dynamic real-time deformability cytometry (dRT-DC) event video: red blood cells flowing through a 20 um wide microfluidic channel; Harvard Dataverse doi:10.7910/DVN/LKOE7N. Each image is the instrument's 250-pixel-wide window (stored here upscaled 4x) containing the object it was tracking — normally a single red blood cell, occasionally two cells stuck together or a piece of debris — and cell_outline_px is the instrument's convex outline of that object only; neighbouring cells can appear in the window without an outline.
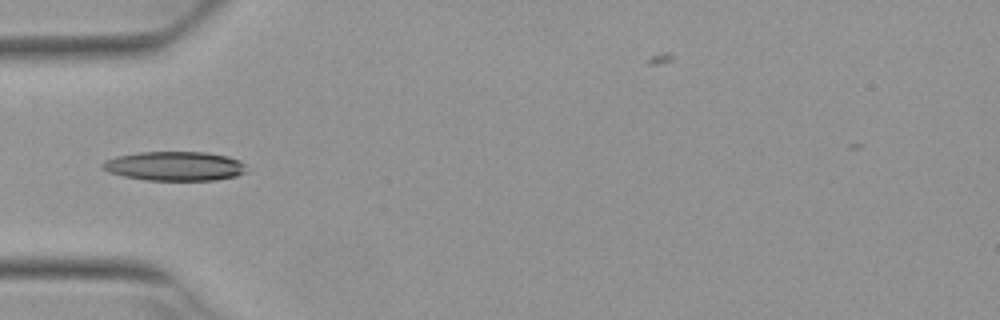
{"species": "Egyptian fruit bat (a non-hibernating species)", "species_latin": "Rousettus aegyptiacus", "temperature_condition": "warm", "stored_images_in_passage": 5, "camera_frame_rate_fps": 3000, "um_per_image_px": 0.085, "animal": {"sex": "female"}, "frame": {"image": 1, "passage_image": 4, "time_ms": 1.0, "image_size_px": [1000, 320], "cell_outline_px": [[248, 172], [236, 176], [216, 180], [144, 180], [124, 176], [108, 172], [100, 168], [100, 164], [104, 160], [116, 156], [140, 152], [208, 152], [228, 156], [240, 160], [244, 164]], "centroid_in_image_um": [14.84, 14.12], "position_along_channel_um": 70.2, "area_um2": 24.85}}
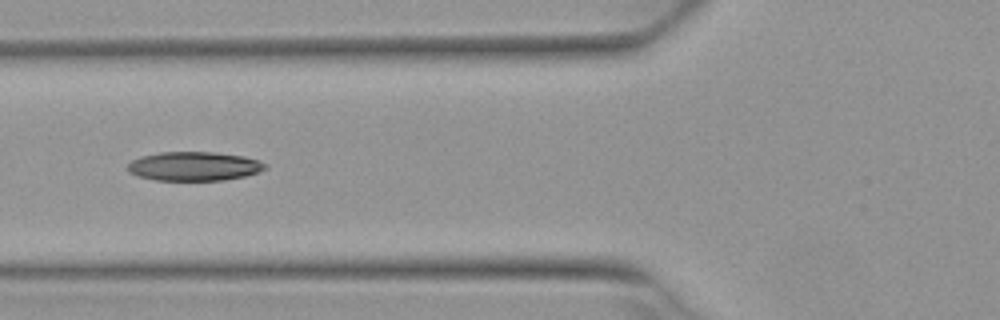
{"frame": {"image": 2, "passage_image": 5, "time_ms": 1.333, "image_size_px": [1000, 320], "cell_outline_px": [[268, 168], [244, 176], [224, 180], [156, 180], [140, 176], [128, 172], [128, 164], [132, 160], [144, 156], [160, 152], [212, 152], [244, 156], [260, 160], [268, 164]], "centroid_in_image_um": [16.54, 14.13], "position_along_channel_um": 109.3, "area_um2": 23.12}}